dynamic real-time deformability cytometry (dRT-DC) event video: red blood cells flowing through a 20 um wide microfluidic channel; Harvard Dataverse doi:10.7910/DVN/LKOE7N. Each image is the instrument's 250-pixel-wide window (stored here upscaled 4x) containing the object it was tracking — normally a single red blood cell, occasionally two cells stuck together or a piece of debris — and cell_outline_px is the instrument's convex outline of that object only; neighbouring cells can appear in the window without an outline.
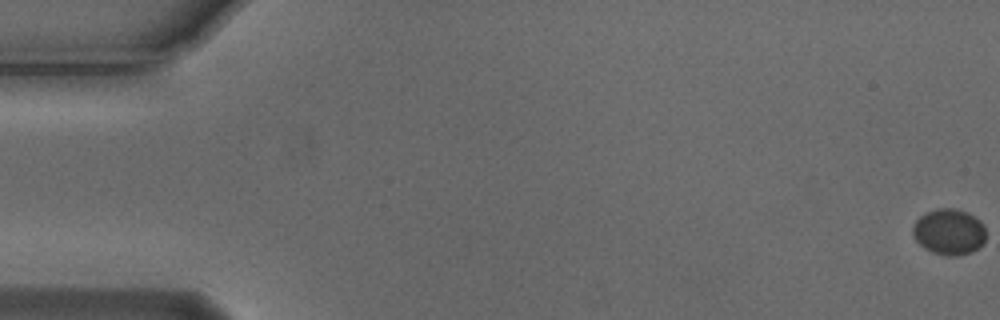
{"species": "Egyptian fruit bat (a non-hibernating species)", "species_latin": "Rousettus aegyptiacus", "temperature_condition": "cold", "stored_images_in_passage": 57, "camera_frame_rate_fps": 3000, "um_per_image_px": 0.085, "animal": {"sex": "male"}, "frame": {"image": 1, "passage_image": 1, "time_ms": 0.0, "image_size_px": [1000, 320], "cell_outline_px": [[984, 240], [972, 252], [956, 256], [948, 256], [932, 252], [924, 248], [916, 240], [912, 232], [912, 228], [916, 220], [920, 216], [928, 212], [940, 208], [952, 208], [968, 212], [980, 220], [984, 224]], "centroid_in_image_um": [80.66, 19.7], "position_along_channel_um": 4.3, "area_um2": 19.42}}
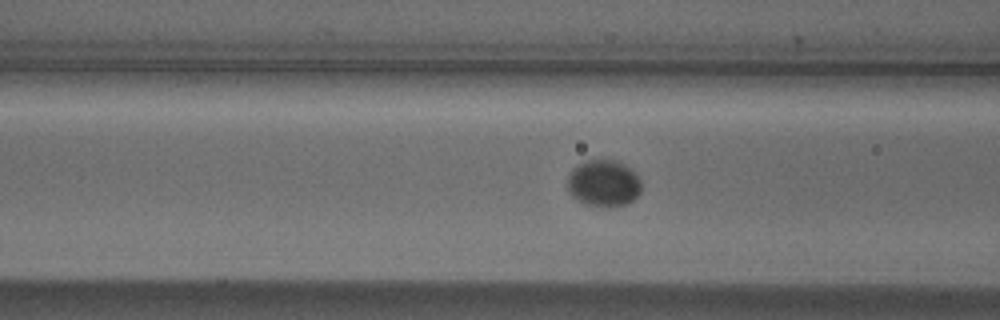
{"frame": {"image": 2, "passage_image": 23, "time_ms": 7.333, "image_size_px": [1000, 320], "cell_outline_px": [[640, 192], [628, 204], [604, 208], [584, 204], [572, 196], [568, 192], [568, 176], [572, 168], [588, 160], [616, 160], [624, 164], [640, 180]], "centroid_in_image_um": [51.28, 15.6], "position_along_channel_um": 115.3, "area_um2": 20.06}}
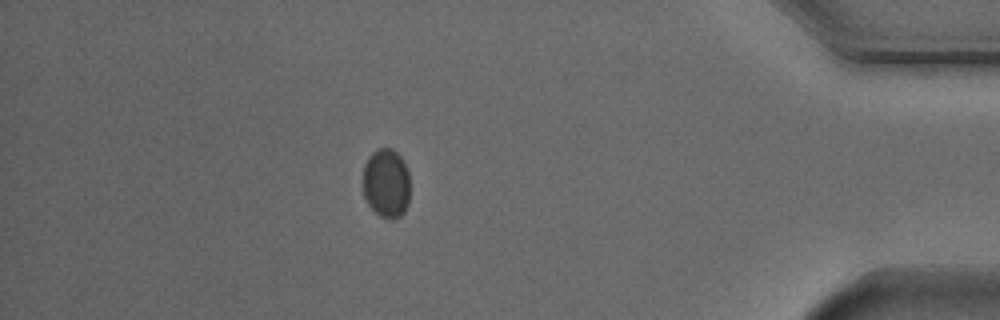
{"frame": {"image": 3, "passage_image": 50, "time_ms": 16.333, "image_size_px": [1000, 320], "cell_outline_px": [[408, 204], [404, 212], [400, 216], [392, 220], [388, 220], [380, 216], [368, 204], [364, 196], [364, 164], [368, 156], [372, 152], [380, 148], [392, 148], [404, 160], [408, 172]], "centroid_in_image_um": [32.84, 15.57], "position_along_channel_um": 402.4, "area_um2": 19.02}}